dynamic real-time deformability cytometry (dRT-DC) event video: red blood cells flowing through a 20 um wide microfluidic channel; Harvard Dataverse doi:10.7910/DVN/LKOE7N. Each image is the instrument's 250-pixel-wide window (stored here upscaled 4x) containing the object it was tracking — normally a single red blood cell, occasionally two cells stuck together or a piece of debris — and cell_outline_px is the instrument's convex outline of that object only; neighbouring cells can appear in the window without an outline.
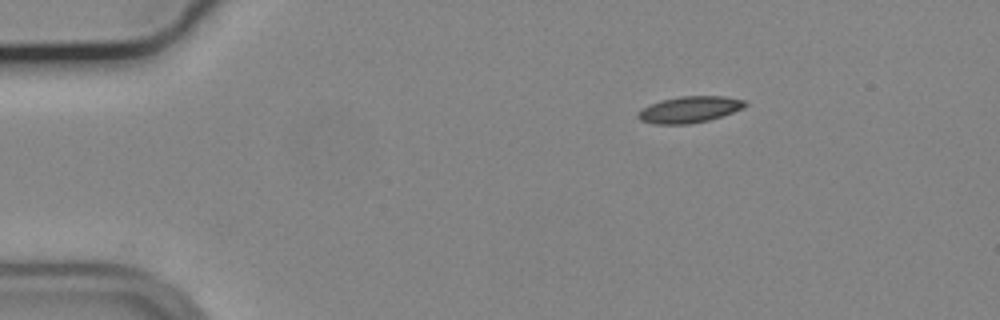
{"species": "common noctule bat (a hibernating species)", "species_latin": "Nyctalus noctula", "temperature_condition": "cold", "stored_images_in_passage": 35, "camera_frame_rate_fps": 3000, "um_per_image_px": 0.085, "animal": {"sex": "male", "body_mass_g": 19.2, "forearm_length_mm": 51.8}, "frame": {"image": 1, "passage_image": 1, "time_ms": 0.0, "image_size_px": [1000, 320], "cell_outline_px": [[748, 104], [744, 108], [708, 120], [688, 124], [656, 124], [640, 120], [636, 116], [636, 112], [648, 104], [660, 100], [680, 96], [724, 96], [748, 100]], "centroid_in_image_um": [58.59, 9.29], "position_along_channel_um": 26.4, "area_um2": 16.65}}
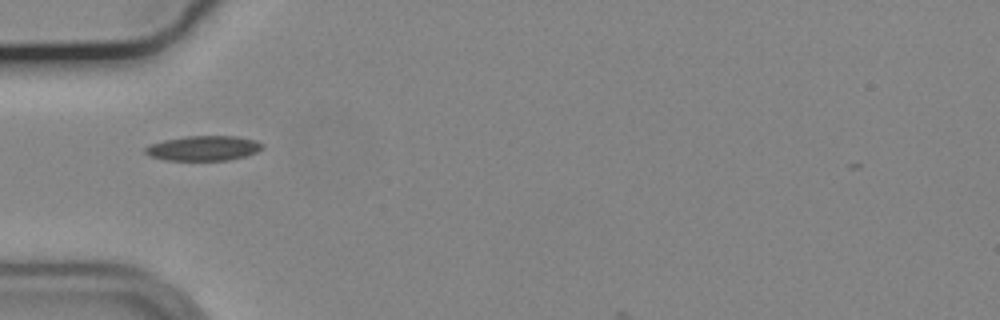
{"frame": {"image": 2, "passage_image": 10, "time_ms": 3.0, "image_size_px": [1000, 320], "cell_outline_px": [[264, 148], [248, 156], [228, 160], [164, 160], [148, 156], [144, 152], [144, 148], [148, 144], [164, 140], [184, 136], [236, 136], [256, 140], [264, 144]], "centroid_in_image_um": [17.29, 12.6], "position_along_channel_um": 67.7, "area_um2": 17.28}}
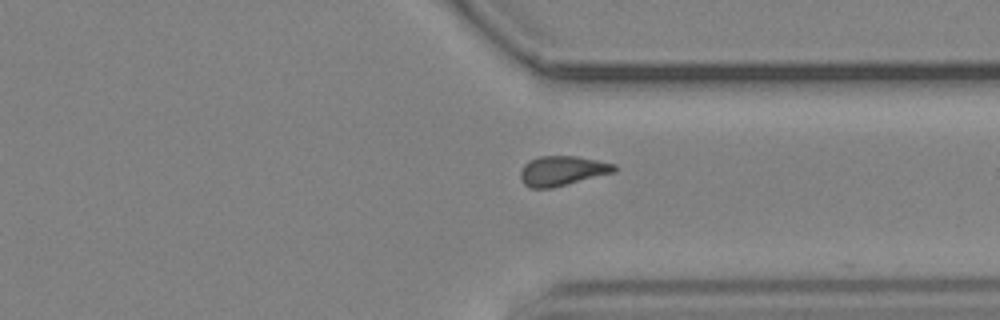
{"frame": {"image": 3, "passage_image": 34, "time_ms": 11.0, "image_size_px": [1000, 320], "cell_outline_px": [[616, 172], [552, 188], [532, 188], [524, 184], [520, 180], [520, 172], [524, 164], [528, 160], [540, 156], [576, 156], [616, 164]], "centroid_in_image_um": [47.78, 14.52], "position_along_channel_um": 363.6, "area_um2": 16.36}}